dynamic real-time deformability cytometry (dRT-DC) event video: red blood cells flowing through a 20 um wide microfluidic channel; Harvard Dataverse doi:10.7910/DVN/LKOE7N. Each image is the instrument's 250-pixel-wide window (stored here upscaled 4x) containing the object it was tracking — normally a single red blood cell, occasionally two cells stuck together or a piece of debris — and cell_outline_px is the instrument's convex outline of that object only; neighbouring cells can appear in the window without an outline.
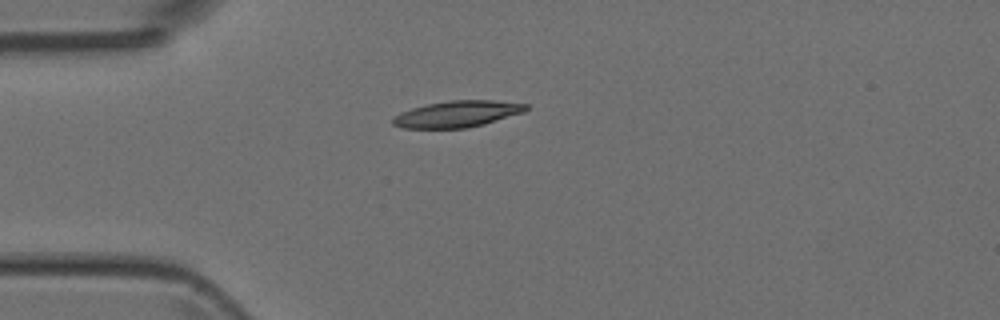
{"species": "Egyptian fruit bat (a non-hibernating species)", "species_latin": "Rousettus aegyptiacus", "temperature_condition": "room temperature", "stored_images_in_passage": 2, "camera_frame_rate_fps": 3000, "um_per_image_px": 0.085, "animal": {"sex": "female"}, "frame": {"image": 1, "passage_image": 1, "time_ms": 0.0, "image_size_px": [1000, 320], "cell_outline_px": [[528, 108], [524, 112], [484, 124], [464, 128], [404, 128], [392, 124], [392, 116], [400, 112], [412, 108], [428, 104], [448, 100], [492, 100], [528, 104]], "centroid_in_image_um": [38.85, 9.68], "position_along_channel_um": 46.2, "area_um2": 20.46}}